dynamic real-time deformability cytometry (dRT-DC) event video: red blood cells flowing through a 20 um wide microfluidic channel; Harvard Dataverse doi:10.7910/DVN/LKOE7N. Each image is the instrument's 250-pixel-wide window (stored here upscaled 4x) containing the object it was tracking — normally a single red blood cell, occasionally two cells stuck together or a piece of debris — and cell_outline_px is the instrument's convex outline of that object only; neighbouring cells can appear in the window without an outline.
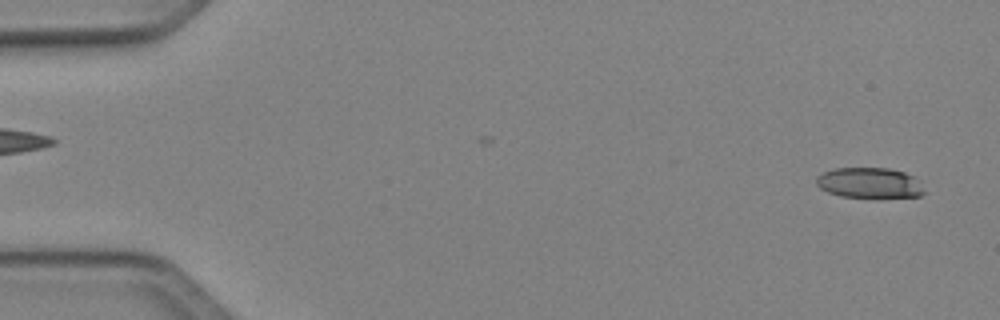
{"species": "Egyptian fruit bat (a non-hibernating species)", "species_latin": "Rousettus aegyptiacus", "temperature_condition": "cold", "stored_images_in_passage": 50, "camera_frame_rate_fps": 3000, "um_per_image_px": 0.085, "animal": {"sex": "female"}, "frame": {"image": 1, "passage_image": 3, "time_ms": 0.667, "image_size_px": [1000, 320], "cell_outline_px": [[924, 192], [920, 196], [840, 196], [828, 192], [820, 188], [816, 184], [816, 176], [824, 172], [836, 168], [888, 168], [904, 172], [912, 176]], "centroid_in_image_um": [73.82, 15.52], "position_along_channel_um": 11.2, "area_um2": 18.5}}
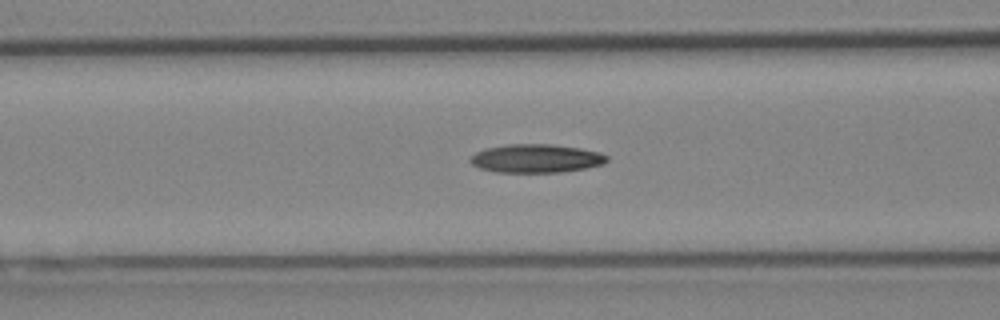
{"frame": {"image": 2, "passage_image": 21, "time_ms": 6.667, "image_size_px": [1000, 320], "cell_outline_px": [[608, 160], [604, 164], [584, 168], [560, 172], [496, 172], [480, 168], [472, 164], [468, 160], [476, 152], [484, 148], [508, 144], [552, 144], [580, 148], [600, 152], [608, 156]], "centroid_in_image_um": [45.56, 13.46], "position_along_channel_um": 121.0, "area_um2": 22.72}}
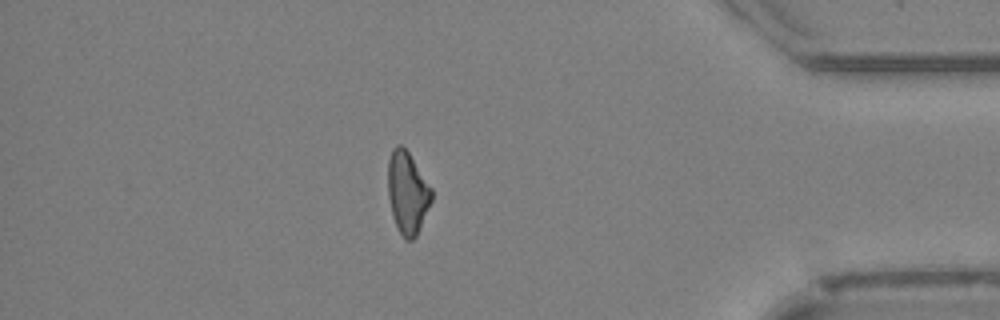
{"frame": {"image": 3, "passage_image": 44, "time_ms": 14.333, "image_size_px": [1000, 320], "cell_outline_px": [[432, 200], [416, 236], [412, 240], [404, 240], [392, 216], [388, 196], [388, 160], [392, 148], [396, 144], [400, 144], [408, 152], [432, 188]], "centroid_in_image_um": [34.62, 16.37], "position_along_channel_um": 400.6, "area_um2": 20.81}, "authors_computed_cell_mechanics": {"area_um2": 21.386, "velocity_mm_per_s": 4.1127, "shape_relaxation_time_tau1_ms": 6.991, "shape_relaxation_time_tau2_ms": 8.8629, "deformation_change_tau1": 0.1945, "deformation_change_tau2": 0.2184}}